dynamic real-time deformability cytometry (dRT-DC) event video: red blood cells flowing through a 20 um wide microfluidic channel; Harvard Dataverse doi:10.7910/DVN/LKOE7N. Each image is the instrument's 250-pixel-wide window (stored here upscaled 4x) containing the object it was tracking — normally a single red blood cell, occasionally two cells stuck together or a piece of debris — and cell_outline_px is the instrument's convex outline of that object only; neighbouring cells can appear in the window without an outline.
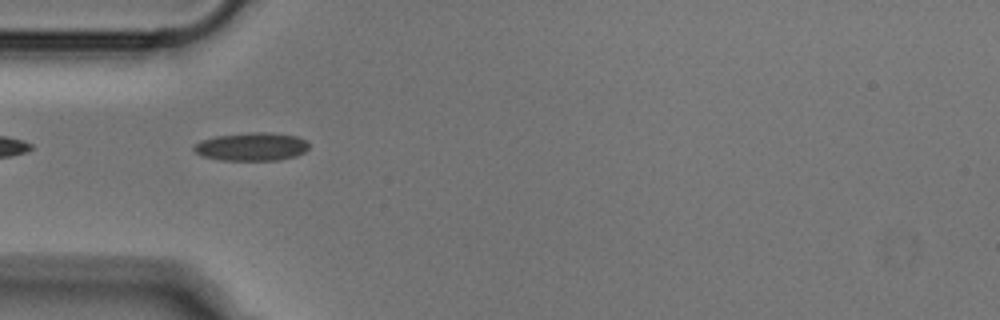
{"species": "Egyptian fruit bat (a non-hibernating species)", "species_latin": "Rousettus aegyptiacus", "temperature_condition": "cold", "stored_images_in_passage": 37, "camera_frame_rate_fps": 3000, "um_per_image_px": 0.085, "animal": {"sex": "male"}, "frame": {"image": 1, "passage_image": 1, "time_ms": 0.0, "image_size_px": [1000, 320], "cell_outline_px": [[308, 148], [304, 152], [296, 156], [280, 160], [220, 160], [200, 156], [192, 148], [200, 140], [216, 136], [248, 132], [272, 132], [296, 136], [304, 140], [308, 144]], "centroid_in_image_um": [21.37, 12.46], "position_along_channel_um": 63.6, "area_um2": 19.02}}
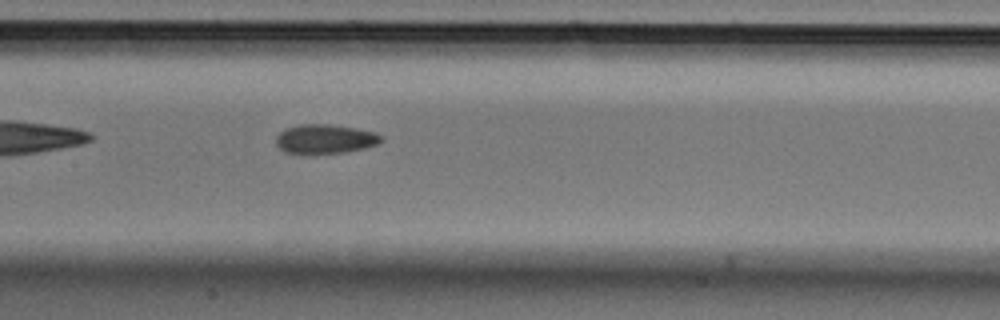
{"frame": {"image": 2, "passage_image": 10, "time_ms": 3.0, "image_size_px": [1000, 320], "cell_outline_px": [[384, 140], [376, 144], [364, 148], [344, 152], [304, 156], [300, 156], [284, 152], [276, 144], [276, 136], [284, 128], [300, 124], [328, 124], [356, 128], [376, 132], [384, 136]], "centroid_in_image_um": [27.59, 11.84], "position_along_channel_um": 179.8, "area_um2": 18.61}}
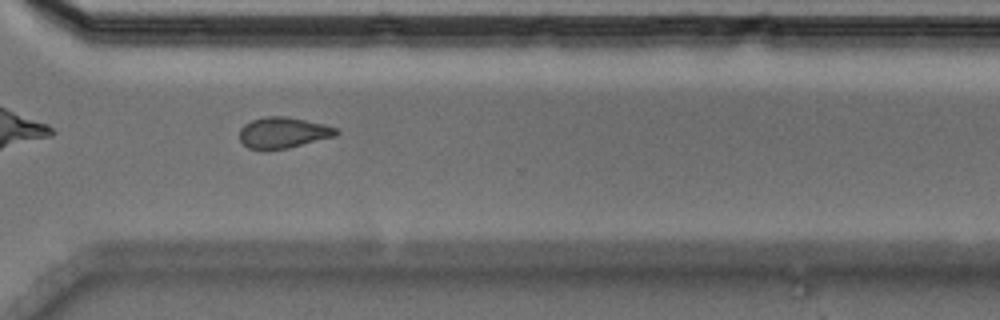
{"frame": {"image": 3, "passage_image": 23, "time_ms": 7.333, "image_size_px": [1000, 320], "cell_outline_px": [[340, 132], [336, 136], [288, 148], [264, 152], [260, 152], [248, 148], [240, 140], [240, 128], [244, 124], [252, 120], [268, 116], [288, 116], [324, 124], [336, 128]], "centroid_in_image_um": [24.04, 11.3], "position_along_channel_um": 346.6, "area_um2": 17.86}}